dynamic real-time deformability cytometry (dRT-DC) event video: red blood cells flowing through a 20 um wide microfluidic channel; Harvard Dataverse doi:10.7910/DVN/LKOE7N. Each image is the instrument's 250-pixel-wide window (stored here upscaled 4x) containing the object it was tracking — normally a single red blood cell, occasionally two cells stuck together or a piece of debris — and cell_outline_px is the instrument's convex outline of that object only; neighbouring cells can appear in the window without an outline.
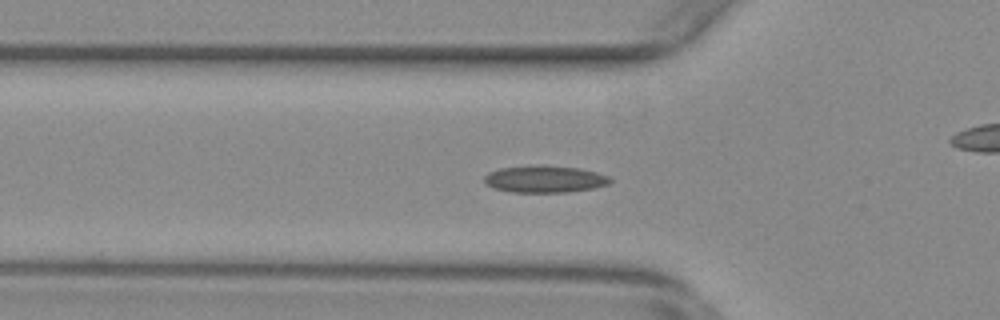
{"species": "common noctule bat (a hibernating species)", "species_latin": "Nyctalus noctula", "temperature_condition": "warm", "stored_images_in_passage": 56, "camera_frame_rate_fps": 3000, "um_per_image_px": 0.085, "animal": {"sex": "female", "body_mass_g": 29.2, "forearm_length_mm": 56.3}, "frame": {"image": 1, "passage_image": 19, "time_ms": 6.0, "image_size_px": [1000, 320], "cell_outline_px": [[612, 180], [608, 184], [592, 188], [568, 192], [508, 192], [492, 188], [484, 184], [484, 176], [488, 172], [500, 168], [536, 164], [580, 168], [596, 172], [608, 176]], "centroid_in_image_um": [46.24, 15.21], "position_along_channel_um": 79.6, "area_um2": 20.06}}
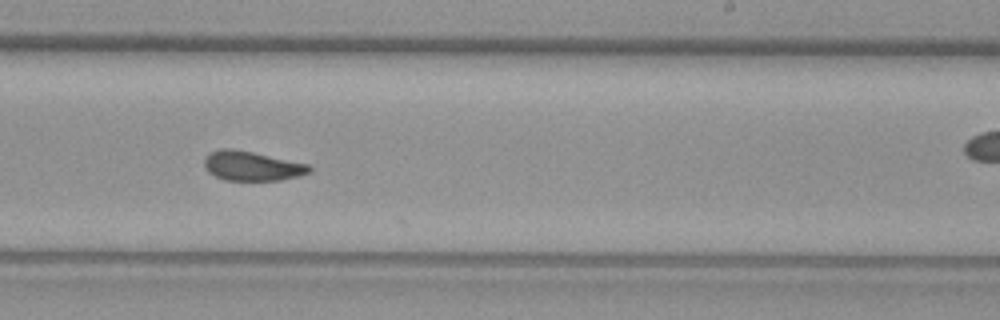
{"frame": {"image": 2, "passage_image": 34, "time_ms": 11.0, "image_size_px": [1000, 320], "cell_outline_px": [[312, 172], [300, 176], [280, 180], [224, 180], [208, 172], [204, 168], [204, 160], [212, 152], [224, 148], [232, 148], [252, 152], [308, 164], [312, 168]], "centroid_in_image_um": [21.44, 14.12], "position_along_channel_um": 267.6, "area_um2": 17.92}}
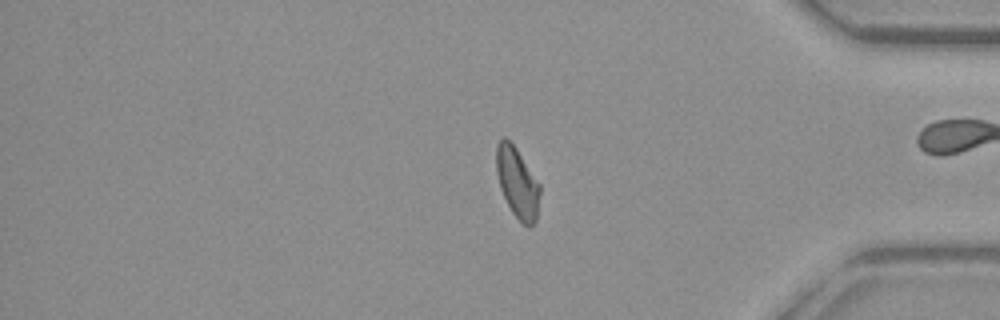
{"frame": {"image": 3, "passage_image": 46, "time_ms": 15.0, "image_size_px": [1000, 320], "cell_outline_px": [[540, 192], [536, 220], [528, 228], [512, 212], [500, 188], [496, 172], [496, 144], [504, 136], [516, 148], [540, 184]], "centroid_in_image_um": [43.96, 15.51], "position_along_channel_um": 391.2, "area_um2": 17.69}, "authors_computed_cell_mechanics": {"area_um2": 18.4382, "velocity_mm_per_s": 3.7597, "shape_relaxation_time_tau1_ms": null, "shape_relaxation_time_tau2_ms": 1.9003, "deformation_change_tau1": null, "deformation_change_tau2": 0.0754}}